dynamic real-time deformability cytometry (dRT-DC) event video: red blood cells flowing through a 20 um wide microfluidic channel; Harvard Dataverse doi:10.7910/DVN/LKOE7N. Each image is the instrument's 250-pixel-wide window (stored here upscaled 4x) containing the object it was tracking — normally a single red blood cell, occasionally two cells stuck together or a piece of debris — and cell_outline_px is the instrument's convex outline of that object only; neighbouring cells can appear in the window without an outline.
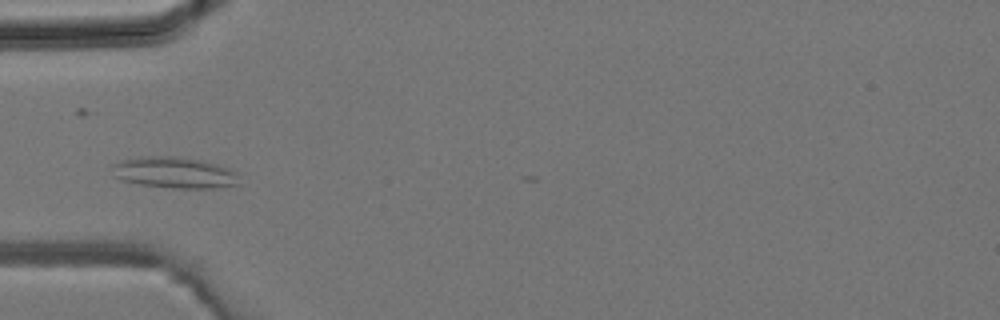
{"species": "common noctule bat (a hibernating species)", "species_latin": "Nyctalus noctula", "temperature_condition": "room temperature", "stored_images_in_passage": 2, "camera_frame_rate_fps": 3000, "um_per_image_px": 0.085, "animal": {"sex": "male", "body_mass_g": 19.2, "forearm_length_mm": 51.8}, "frame": {"image": 1, "passage_image": 2, "time_ms": 0.333, "image_size_px": [1000, 320], "cell_outline_px": [[240, 184], [216, 188], [172, 188], [140, 184], [120, 180], [112, 176], [112, 164], [120, 160], [140, 156], [172, 156], [200, 160], [232, 168], [236, 172]], "centroid_in_image_um": [14.8, 14.67], "position_along_channel_um": 70.2, "area_um2": 23.41}}